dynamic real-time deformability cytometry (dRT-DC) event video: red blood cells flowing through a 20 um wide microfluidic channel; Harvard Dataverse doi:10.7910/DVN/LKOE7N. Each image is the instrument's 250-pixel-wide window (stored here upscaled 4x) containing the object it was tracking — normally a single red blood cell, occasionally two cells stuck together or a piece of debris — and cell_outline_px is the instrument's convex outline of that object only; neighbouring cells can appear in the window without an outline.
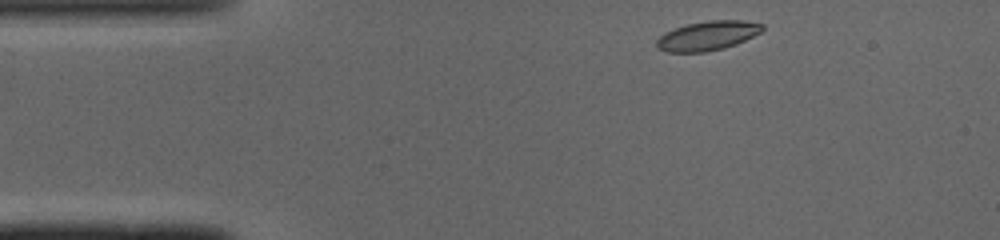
{"species": "common noctule bat (a hibernating species)", "species_latin": "Nyctalus noctula", "temperature_condition": "cold", "stored_images_in_passage": 42, "camera_frame_rate_fps": 3000, "um_per_image_px": 0.085, "animal": {"sex": "male", "body_mass_g": 19.0, "forearm_length_mm": 50.8}, "frame": {"image": 1, "passage_image": 1, "time_ms": 0.0, "image_size_px": [1000, 240], "cell_outline_px": [[764, 28], [760, 32], [736, 44], [724, 48], [704, 52], [668, 52], [656, 48], [656, 40], [664, 32], [688, 24], [708, 20], [744, 20], [764, 24]], "centroid_in_image_um": [60.13, 3.03], "position_along_channel_um": 24.9, "area_um2": 18.03}}
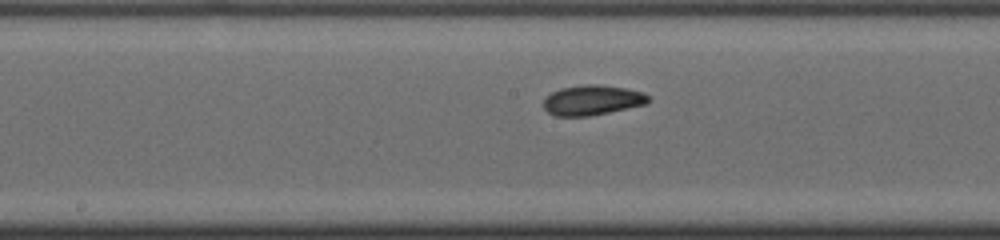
{"frame": {"image": 2, "passage_image": 18, "time_ms": 5.667, "image_size_px": [1000, 240], "cell_outline_px": [[652, 100], [648, 104], [588, 116], [556, 116], [548, 112], [544, 108], [544, 96], [560, 88], [588, 84], [600, 84], [624, 88], [644, 92]], "centroid_in_image_um": [50.36, 8.5], "position_along_channel_um": 197.8, "area_um2": 18.44}}
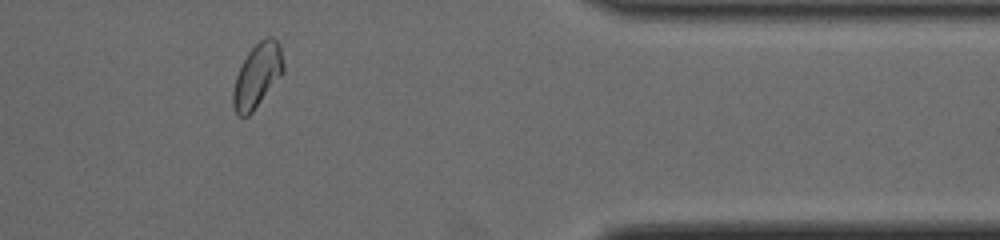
{"frame": {"image": 3, "passage_image": 34, "time_ms": 11.0, "image_size_px": [1000, 240], "cell_outline_px": [[284, 72], [252, 112], [248, 116], [240, 116], [236, 112], [232, 104], [232, 92], [236, 76], [248, 52], [260, 40], [268, 36], [272, 36], [280, 44], [284, 64]], "centroid_in_image_um": [21.88, 6.41], "position_along_channel_um": 389.5, "area_um2": 18.61}, "authors_computed_cell_mechanics": {"area_um2": 17.9758, "velocity_mm_per_s": 4.0725, "shape_relaxation_time_tau1_ms": 3.0785, "shape_relaxation_time_tau2_ms": 2.35, "deformation_change_tau1": 0.1026, "deformation_change_tau2": 0.0571}}